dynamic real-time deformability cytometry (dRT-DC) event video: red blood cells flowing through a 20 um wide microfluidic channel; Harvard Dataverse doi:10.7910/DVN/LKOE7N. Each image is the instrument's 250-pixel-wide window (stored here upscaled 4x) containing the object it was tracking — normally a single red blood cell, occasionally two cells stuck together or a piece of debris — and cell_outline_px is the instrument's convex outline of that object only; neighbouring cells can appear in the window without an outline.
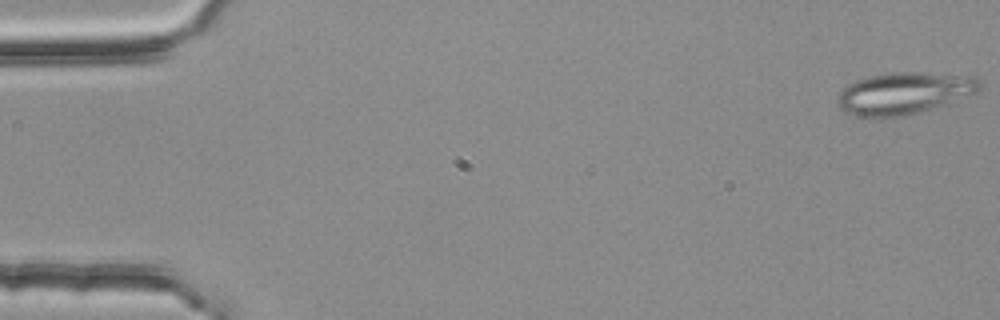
{"species": "common noctule bat (a hibernating species)", "species_latin": "Nyctalus noctula", "temperature_condition": "room temperature", "stored_images_in_passage": 4, "camera_frame_rate_fps": 3000, "um_per_image_px": 0.085, "animal": {"sex": "female", "body_mass_g": 25.1}, "frame": {"image": 1, "passage_image": 1, "time_ms": 0.0, "image_size_px": [1000, 320], "cell_outline_px": [[984, 84], [976, 92], [948, 104], [920, 112], [904, 116], [884, 120], [880, 120], [860, 116], [844, 112], [836, 104], [836, 100], [840, 92], [848, 84], [856, 80], [868, 76], [888, 72], [916, 72], [980, 76]], "centroid_in_image_um": [76.86, 7.94], "position_along_channel_um": 8.1, "area_um2": 35.78}}